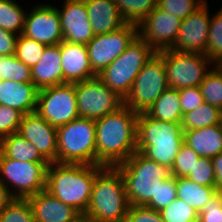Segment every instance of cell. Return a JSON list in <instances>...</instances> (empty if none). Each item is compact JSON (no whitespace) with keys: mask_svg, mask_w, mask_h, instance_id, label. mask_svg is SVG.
Wrapping results in <instances>:
<instances>
[{"mask_svg":"<svg viewBox=\"0 0 222 222\" xmlns=\"http://www.w3.org/2000/svg\"><path fill=\"white\" fill-rule=\"evenodd\" d=\"M138 113L125 104L95 119L96 165L116 167L136 151Z\"/></svg>","mask_w":222,"mask_h":222,"instance_id":"1","label":"cell"},{"mask_svg":"<svg viewBox=\"0 0 222 222\" xmlns=\"http://www.w3.org/2000/svg\"><path fill=\"white\" fill-rule=\"evenodd\" d=\"M101 165L50 163L45 190L81 215L88 209L95 176Z\"/></svg>","mask_w":222,"mask_h":222,"instance_id":"2","label":"cell"},{"mask_svg":"<svg viewBox=\"0 0 222 222\" xmlns=\"http://www.w3.org/2000/svg\"><path fill=\"white\" fill-rule=\"evenodd\" d=\"M183 143L181 123L164 122L146 112L138 113L136 149L147 158L171 169Z\"/></svg>","mask_w":222,"mask_h":222,"instance_id":"3","label":"cell"},{"mask_svg":"<svg viewBox=\"0 0 222 222\" xmlns=\"http://www.w3.org/2000/svg\"><path fill=\"white\" fill-rule=\"evenodd\" d=\"M129 206L120 170L104 166L95 176L84 216L94 222H125Z\"/></svg>","mask_w":222,"mask_h":222,"instance_id":"4","label":"cell"},{"mask_svg":"<svg viewBox=\"0 0 222 222\" xmlns=\"http://www.w3.org/2000/svg\"><path fill=\"white\" fill-rule=\"evenodd\" d=\"M116 167L123 176L129 205L144 206L151 198H155L157 184L171 177L170 168L139 151Z\"/></svg>","mask_w":222,"mask_h":222,"instance_id":"5","label":"cell"},{"mask_svg":"<svg viewBox=\"0 0 222 222\" xmlns=\"http://www.w3.org/2000/svg\"><path fill=\"white\" fill-rule=\"evenodd\" d=\"M57 163L96 165L95 120L78 117L57 128Z\"/></svg>","mask_w":222,"mask_h":222,"instance_id":"6","label":"cell"},{"mask_svg":"<svg viewBox=\"0 0 222 222\" xmlns=\"http://www.w3.org/2000/svg\"><path fill=\"white\" fill-rule=\"evenodd\" d=\"M155 53L151 46L137 36L126 50L97 77L125 100L136 76Z\"/></svg>","mask_w":222,"mask_h":222,"instance_id":"7","label":"cell"},{"mask_svg":"<svg viewBox=\"0 0 222 222\" xmlns=\"http://www.w3.org/2000/svg\"><path fill=\"white\" fill-rule=\"evenodd\" d=\"M167 88L164 59L156 52L136 76L124 104L137 113L146 112Z\"/></svg>","mask_w":222,"mask_h":222,"instance_id":"8","label":"cell"},{"mask_svg":"<svg viewBox=\"0 0 222 222\" xmlns=\"http://www.w3.org/2000/svg\"><path fill=\"white\" fill-rule=\"evenodd\" d=\"M49 164L16 161L5 157L0 152V173L2 174L0 181L9 191L8 183L16 188V192L12 191L14 198L27 199L29 196L45 190ZM3 177L5 178L3 179Z\"/></svg>","mask_w":222,"mask_h":222,"instance_id":"9","label":"cell"},{"mask_svg":"<svg viewBox=\"0 0 222 222\" xmlns=\"http://www.w3.org/2000/svg\"><path fill=\"white\" fill-rule=\"evenodd\" d=\"M164 59L169 88L182 89L199 86L213 63L201 53L178 52L171 49L158 52Z\"/></svg>","mask_w":222,"mask_h":222,"instance_id":"10","label":"cell"},{"mask_svg":"<svg viewBox=\"0 0 222 222\" xmlns=\"http://www.w3.org/2000/svg\"><path fill=\"white\" fill-rule=\"evenodd\" d=\"M36 112L56 128L80 117L75 83H65L40 89Z\"/></svg>","mask_w":222,"mask_h":222,"instance_id":"11","label":"cell"},{"mask_svg":"<svg viewBox=\"0 0 222 222\" xmlns=\"http://www.w3.org/2000/svg\"><path fill=\"white\" fill-rule=\"evenodd\" d=\"M80 117L98 119L117 111L124 99L107 87L98 77L75 83Z\"/></svg>","mask_w":222,"mask_h":222,"instance_id":"12","label":"cell"},{"mask_svg":"<svg viewBox=\"0 0 222 222\" xmlns=\"http://www.w3.org/2000/svg\"><path fill=\"white\" fill-rule=\"evenodd\" d=\"M137 36L138 27L132 23H126L113 32L95 35L86 45L93 72L98 75L119 57Z\"/></svg>","mask_w":222,"mask_h":222,"instance_id":"13","label":"cell"},{"mask_svg":"<svg viewBox=\"0 0 222 222\" xmlns=\"http://www.w3.org/2000/svg\"><path fill=\"white\" fill-rule=\"evenodd\" d=\"M181 23L178 17L156 6L138 23V36L156 52L168 50L178 37Z\"/></svg>","mask_w":222,"mask_h":222,"instance_id":"14","label":"cell"},{"mask_svg":"<svg viewBox=\"0 0 222 222\" xmlns=\"http://www.w3.org/2000/svg\"><path fill=\"white\" fill-rule=\"evenodd\" d=\"M22 35L46 46L60 44L63 35L58 8L48 4L37 5L26 14Z\"/></svg>","mask_w":222,"mask_h":222,"instance_id":"15","label":"cell"},{"mask_svg":"<svg viewBox=\"0 0 222 222\" xmlns=\"http://www.w3.org/2000/svg\"><path fill=\"white\" fill-rule=\"evenodd\" d=\"M207 2L182 20L178 37L171 50L188 53H206L210 20Z\"/></svg>","mask_w":222,"mask_h":222,"instance_id":"16","label":"cell"},{"mask_svg":"<svg viewBox=\"0 0 222 222\" xmlns=\"http://www.w3.org/2000/svg\"><path fill=\"white\" fill-rule=\"evenodd\" d=\"M17 133L34 145L49 163L57 162V128L37 112L22 116Z\"/></svg>","mask_w":222,"mask_h":222,"instance_id":"17","label":"cell"},{"mask_svg":"<svg viewBox=\"0 0 222 222\" xmlns=\"http://www.w3.org/2000/svg\"><path fill=\"white\" fill-rule=\"evenodd\" d=\"M60 15L63 40L87 45L95 36L84 0H65Z\"/></svg>","mask_w":222,"mask_h":222,"instance_id":"18","label":"cell"},{"mask_svg":"<svg viewBox=\"0 0 222 222\" xmlns=\"http://www.w3.org/2000/svg\"><path fill=\"white\" fill-rule=\"evenodd\" d=\"M63 84L97 77L93 72L86 45L63 40L60 43Z\"/></svg>","mask_w":222,"mask_h":222,"instance_id":"19","label":"cell"},{"mask_svg":"<svg viewBox=\"0 0 222 222\" xmlns=\"http://www.w3.org/2000/svg\"><path fill=\"white\" fill-rule=\"evenodd\" d=\"M27 200L31 205L35 222H75L82 216L46 190L29 196Z\"/></svg>","mask_w":222,"mask_h":222,"instance_id":"20","label":"cell"},{"mask_svg":"<svg viewBox=\"0 0 222 222\" xmlns=\"http://www.w3.org/2000/svg\"><path fill=\"white\" fill-rule=\"evenodd\" d=\"M39 89L33 83L0 80V104L23 115L36 112Z\"/></svg>","mask_w":222,"mask_h":222,"instance_id":"21","label":"cell"},{"mask_svg":"<svg viewBox=\"0 0 222 222\" xmlns=\"http://www.w3.org/2000/svg\"><path fill=\"white\" fill-rule=\"evenodd\" d=\"M32 83L40 90L63 84L60 44L46 46L40 60L31 68Z\"/></svg>","mask_w":222,"mask_h":222,"instance_id":"22","label":"cell"},{"mask_svg":"<svg viewBox=\"0 0 222 222\" xmlns=\"http://www.w3.org/2000/svg\"><path fill=\"white\" fill-rule=\"evenodd\" d=\"M95 35L116 31L126 24L115 0H84Z\"/></svg>","mask_w":222,"mask_h":222,"instance_id":"23","label":"cell"},{"mask_svg":"<svg viewBox=\"0 0 222 222\" xmlns=\"http://www.w3.org/2000/svg\"><path fill=\"white\" fill-rule=\"evenodd\" d=\"M184 143L200 157L213 158L222 152V123L184 130Z\"/></svg>","mask_w":222,"mask_h":222,"instance_id":"24","label":"cell"},{"mask_svg":"<svg viewBox=\"0 0 222 222\" xmlns=\"http://www.w3.org/2000/svg\"><path fill=\"white\" fill-rule=\"evenodd\" d=\"M0 152L5 157L16 161L49 163L34 145L17 132L0 140Z\"/></svg>","mask_w":222,"mask_h":222,"instance_id":"25","label":"cell"},{"mask_svg":"<svg viewBox=\"0 0 222 222\" xmlns=\"http://www.w3.org/2000/svg\"><path fill=\"white\" fill-rule=\"evenodd\" d=\"M146 113L164 122L181 123L183 114L177 89L167 88L156 101L146 110Z\"/></svg>","mask_w":222,"mask_h":222,"instance_id":"26","label":"cell"},{"mask_svg":"<svg viewBox=\"0 0 222 222\" xmlns=\"http://www.w3.org/2000/svg\"><path fill=\"white\" fill-rule=\"evenodd\" d=\"M177 198L197 213L217 194V187L201 186L188 178H176Z\"/></svg>","mask_w":222,"mask_h":222,"instance_id":"27","label":"cell"},{"mask_svg":"<svg viewBox=\"0 0 222 222\" xmlns=\"http://www.w3.org/2000/svg\"><path fill=\"white\" fill-rule=\"evenodd\" d=\"M222 123V110L203 102L198 108L183 114V130L198 129Z\"/></svg>","mask_w":222,"mask_h":222,"instance_id":"28","label":"cell"},{"mask_svg":"<svg viewBox=\"0 0 222 222\" xmlns=\"http://www.w3.org/2000/svg\"><path fill=\"white\" fill-rule=\"evenodd\" d=\"M126 23L138 25L156 6L157 0H115Z\"/></svg>","mask_w":222,"mask_h":222,"instance_id":"29","label":"cell"},{"mask_svg":"<svg viewBox=\"0 0 222 222\" xmlns=\"http://www.w3.org/2000/svg\"><path fill=\"white\" fill-rule=\"evenodd\" d=\"M199 87L204 102L222 110V65L209 70Z\"/></svg>","mask_w":222,"mask_h":222,"instance_id":"30","label":"cell"},{"mask_svg":"<svg viewBox=\"0 0 222 222\" xmlns=\"http://www.w3.org/2000/svg\"><path fill=\"white\" fill-rule=\"evenodd\" d=\"M13 0H0V28L22 34L26 13Z\"/></svg>","mask_w":222,"mask_h":222,"instance_id":"31","label":"cell"},{"mask_svg":"<svg viewBox=\"0 0 222 222\" xmlns=\"http://www.w3.org/2000/svg\"><path fill=\"white\" fill-rule=\"evenodd\" d=\"M211 17L205 55L214 65H222V9Z\"/></svg>","mask_w":222,"mask_h":222,"instance_id":"32","label":"cell"},{"mask_svg":"<svg viewBox=\"0 0 222 222\" xmlns=\"http://www.w3.org/2000/svg\"><path fill=\"white\" fill-rule=\"evenodd\" d=\"M46 45L28 38L22 34L17 40L15 56L26 66L32 68L42 57Z\"/></svg>","mask_w":222,"mask_h":222,"instance_id":"33","label":"cell"},{"mask_svg":"<svg viewBox=\"0 0 222 222\" xmlns=\"http://www.w3.org/2000/svg\"><path fill=\"white\" fill-rule=\"evenodd\" d=\"M0 222H35L29 201L14 198L0 213Z\"/></svg>","mask_w":222,"mask_h":222,"instance_id":"34","label":"cell"},{"mask_svg":"<svg viewBox=\"0 0 222 222\" xmlns=\"http://www.w3.org/2000/svg\"><path fill=\"white\" fill-rule=\"evenodd\" d=\"M159 212L164 222H198L199 213L179 198Z\"/></svg>","mask_w":222,"mask_h":222,"instance_id":"35","label":"cell"},{"mask_svg":"<svg viewBox=\"0 0 222 222\" xmlns=\"http://www.w3.org/2000/svg\"><path fill=\"white\" fill-rule=\"evenodd\" d=\"M200 156L188 145L183 143L175 156L174 163L170 169L171 176L176 178H187L193 171Z\"/></svg>","mask_w":222,"mask_h":222,"instance_id":"36","label":"cell"},{"mask_svg":"<svg viewBox=\"0 0 222 222\" xmlns=\"http://www.w3.org/2000/svg\"><path fill=\"white\" fill-rule=\"evenodd\" d=\"M177 198L176 177L171 176L157 184L155 198H151L144 206L161 211Z\"/></svg>","mask_w":222,"mask_h":222,"instance_id":"37","label":"cell"},{"mask_svg":"<svg viewBox=\"0 0 222 222\" xmlns=\"http://www.w3.org/2000/svg\"><path fill=\"white\" fill-rule=\"evenodd\" d=\"M3 80L32 83L31 68L16 58L15 54L3 56Z\"/></svg>","mask_w":222,"mask_h":222,"instance_id":"38","label":"cell"},{"mask_svg":"<svg viewBox=\"0 0 222 222\" xmlns=\"http://www.w3.org/2000/svg\"><path fill=\"white\" fill-rule=\"evenodd\" d=\"M205 2L206 0H157V7L183 20Z\"/></svg>","mask_w":222,"mask_h":222,"instance_id":"39","label":"cell"},{"mask_svg":"<svg viewBox=\"0 0 222 222\" xmlns=\"http://www.w3.org/2000/svg\"><path fill=\"white\" fill-rule=\"evenodd\" d=\"M187 178L201 186L216 187L211 158L200 157Z\"/></svg>","mask_w":222,"mask_h":222,"instance_id":"40","label":"cell"},{"mask_svg":"<svg viewBox=\"0 0 222 222\" xmlns=\"http://www.w3.org/2000/svg\"><path fill=\"white\" fill-rule=\"evenodd\" d=\"M22 116L20 111L0 104V140L18 131Z\"/></svg>","mask_w":222,"mask_h":222,"instance_id":"41","label":"cell"},{"mask_svg":"<svg viewBox=\"0 0 222 222\" xmlns=\"http://www.w3.org/2000/svg\"><path fill=\"white\" fill-rule=\"evenodd\" d=\"M125 222H164L159 211L142 205H130Z\"/></svg>","mask_w":222,"mask_h":222,"instance_id":"42","label":"cell"},{"mask_svg":"<svg viewBox=\"0 0 222 222\" xmlns=\"http://www.w3.org/2000/svg\"><path fill=\"white\" fill-rule=\"evenodd\" d=\"M178 91L182 114L198 108L204 102L199 86L186 87Z\"/></svg>","mask_w":222,"mask_h":222,"instance_id":"43","label":"cell"},{"mask_svg":"<svg viewBox=\"0 0 222 222\" xmlns=\"http://www.w3.org/2000/svg\"><path fill=\"white\" fill-rule=\"evenodd\" d=\"M198 222H222V206L218 194L200 211Z\"/></svg>","mask_w":222,"mask_h":222,"instance_id":"44","label":"cell"},{"mask_svg":"<svg viewBox=\"0 0 222 222\" xmlns=\"http://www.w3.org/2000/svg\"><path fill=\"white\" fill-rule=\"evenodd\" d=\"M19 35L0 28V56L15 54Z\"/></svg>","mask_w":222,"mask_h":222,"instance_id":"45","label":"cell"},{"mask_svg":"<svg viewBox=\"0 0 222 222\" xmlns=\"http://www.w3.org/2000/svg\"><path fill=\"white\" fill-rule=\"evenodd\" d=\"M217 189H222V152L211 158Z\"/></svg>","mask_w":222,"mask_h":222,"instance_id":"46","label":"cell"},{"mask_svg":"<svg viewBox=\"0 0 222 222\" xmlns=\"http://www.w3.org/2000/svg\"><path fill=\"white\" fill-rule=\"evenodd\" d=\"M13 199L12 191H9L0 181V213Z\"/></svg>","mask_w":222,"mask_h":222,"instance_id":"47","label":"cell"},{"mask_svg":"<svg viewBox=\"0 0 222 222\" xmlns=\"http://www.w3.org/2000/svg\"><path fill=\"white\" fill-rule=\"evenodd\" d=\"M75 222H92V220L84 215L79 217Z\"/></svg>","mask_w":222,"mask_h":222,"instance_id":"48","label":"cell"},{"mask_svg":"<svg viewBox=\"0 0 222 222\" xmlns=\"http://www.w3.org/2000/svg\"><path fill=\"white\" fill-rule=\"evenodd\" d=\"M0 80H3V56H0Z\"/></svg>","mask_w":222,"mask_h":222,"instance_id":"49","label":"cell"},{"mask_svg":"<svg viewBox=\"0 0 222 222\" xmlns=\"http://www.w3.org/2000/svg\"><path fill=\"white\" fill-rule=\"evenodd\" d=\"M217 194L219 196L220 202H221V206H222V189H218L217 190Z\"/></svg>","mask_w":222,"mask_h":222,"instance_id":"50","label":"cell"}]
</instances>
